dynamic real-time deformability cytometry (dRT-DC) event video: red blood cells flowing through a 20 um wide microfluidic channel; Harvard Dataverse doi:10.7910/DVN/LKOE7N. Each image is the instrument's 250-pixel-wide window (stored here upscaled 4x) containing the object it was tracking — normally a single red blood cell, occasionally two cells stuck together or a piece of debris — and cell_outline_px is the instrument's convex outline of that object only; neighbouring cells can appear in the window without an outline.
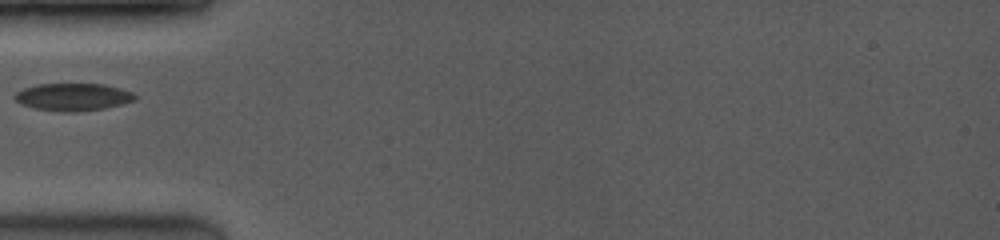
{"species": "common noctule bat (a hibernating species)", "species_latin": "Nyctalus noctula", "temperature_condition": "room temperature", "stored_images_in_passage": 21, "camera_frame_rate_fps": 3500, "um_per_image_px": 0.085, "animal": {"sex": "female", "body_mass_g": 19.0, "forearm_length_mm": 53.3}, "frame": {"image": 1, "passage_image": 1, "time_ms": 0.0, "image_size_px": [1000, 240], "cell_outline_px": [[136, 100], [124, 104], [104, 108], [76, 112], [60, 112], [36, 108], [24, 104], [16, 100], [12, 96], [16, 92], [24, 88], [36, 84], [104, 84], [120, 88], [132, 92], [136, 96]], "centroid_in_image_um": [6.23, 8.24], "position_along_channel_um": 78.8, "area_um2": 19.25}}